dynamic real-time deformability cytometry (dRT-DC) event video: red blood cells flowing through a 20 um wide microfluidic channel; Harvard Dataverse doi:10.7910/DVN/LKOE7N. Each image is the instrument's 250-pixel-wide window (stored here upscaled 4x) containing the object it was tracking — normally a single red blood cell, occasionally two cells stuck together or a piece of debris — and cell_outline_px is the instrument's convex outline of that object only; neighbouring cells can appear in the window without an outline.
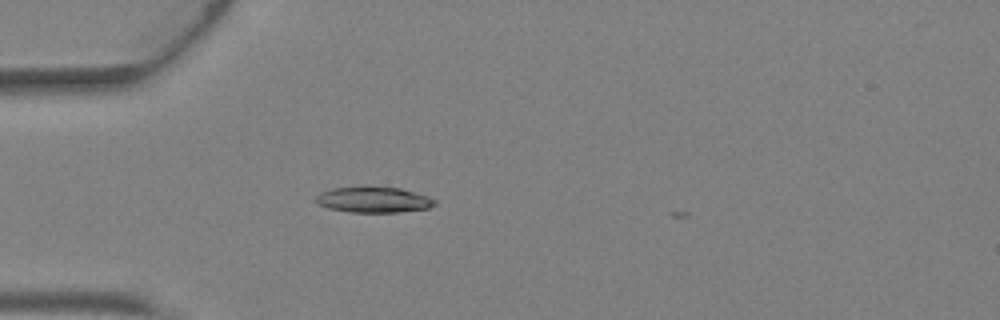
{"species": "Egyptian fruit bat (a non-hibernating species)", "species_latin": "Rousettus aegyptiacus", "temperature_condition": "warm", "stored_images_in_passage": 5, "camera_frame_rate_fps": 3000, "um_per_image_px": 0.085, "animal": {"sex": "female"}, "frame": {"image": 1, "passage_image": 4, "time_ms": 1.0, "image_size_px": [1000, 320], "cell_outline_px": [[436, 204], [428, 208], [400, 212], [348, 212], [328, 208], [316, 204], [316, 196], [320, 192], [332, 188], [400, 188], [428, 196], [436, 200]], "centroid_in_image_um": [31.74, 17.0], "position_along_channel_um": 53.3, "area_um2": 17.51}}